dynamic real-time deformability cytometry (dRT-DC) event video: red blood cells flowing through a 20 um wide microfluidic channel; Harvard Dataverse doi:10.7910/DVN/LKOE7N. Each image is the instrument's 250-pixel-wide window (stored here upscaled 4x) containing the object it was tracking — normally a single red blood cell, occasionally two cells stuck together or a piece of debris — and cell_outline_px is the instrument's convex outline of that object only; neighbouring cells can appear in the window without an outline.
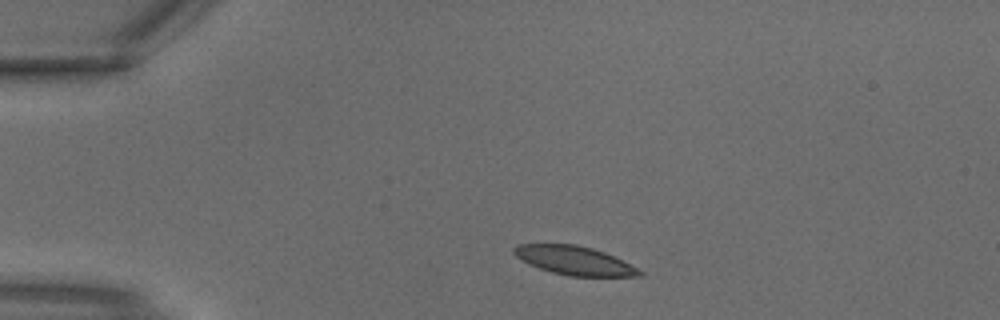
{"species": "common noctule bat (a hibernating species)", "species_latin": "Nyctalus noctula", "temperature_condition": "warm", "stored_images_in_passage": 1, "camera_frame_rate_fps": 3000, "um_per_image_px": 0.085, "animal": {"sex": "male", "body_mass_g": 18.8}, "frame": {"image": 1, "passage_image": 1, "time_ms": 0.0, "image_size_px": [1000, 320], "cell_outline_px": [[644, 276], [568, 276], [552, 272], [528, 264], [520, 260], [512, 252], [512, 248], [516, 244], [576, 244], [592, 248], [604, 252], [644, 272]], "centroid_in_image_um": [48.76, 22.14], "position_along_channel_um": 36.2, "area_um2": 20.92}}